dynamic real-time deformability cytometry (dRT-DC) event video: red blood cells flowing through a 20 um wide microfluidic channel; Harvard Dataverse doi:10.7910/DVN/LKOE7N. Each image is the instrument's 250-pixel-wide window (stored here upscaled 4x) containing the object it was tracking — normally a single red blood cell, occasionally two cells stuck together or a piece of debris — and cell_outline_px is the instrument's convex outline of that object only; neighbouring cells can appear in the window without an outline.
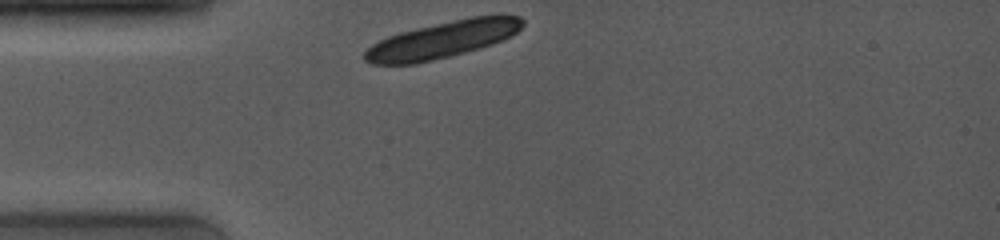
{"species": "common noctule bat (a hibernating species)", "species_latin": "Nyctalus noctula", "temperature_condition": "room temperature", "stored_images_in_passage": 2, "camera_frame_rate_fps": 4000, "um_per_image_px": 0.085, "animal": {"sex": "female", "body_mass_g": 19.0, "forearm_length_mm": 53.3}, "frame": {"image": 1, "passage_image": 1, "time_ms": 0.0, "image_size_px": [1000, 240], "cell_outline_px": [[524, 24], [512, 36], [492, 44], [464, 52], [416, 64], [372, 64], [364, 60], [364, 52], [372, 44], [388, 36], [400, 32], [472, 16], [520, 16], [524, 20]], "centroid_in_image_um": [37.59, 3.38], "position_along_channel_um": 47.4, "area_um2": 33.23}}